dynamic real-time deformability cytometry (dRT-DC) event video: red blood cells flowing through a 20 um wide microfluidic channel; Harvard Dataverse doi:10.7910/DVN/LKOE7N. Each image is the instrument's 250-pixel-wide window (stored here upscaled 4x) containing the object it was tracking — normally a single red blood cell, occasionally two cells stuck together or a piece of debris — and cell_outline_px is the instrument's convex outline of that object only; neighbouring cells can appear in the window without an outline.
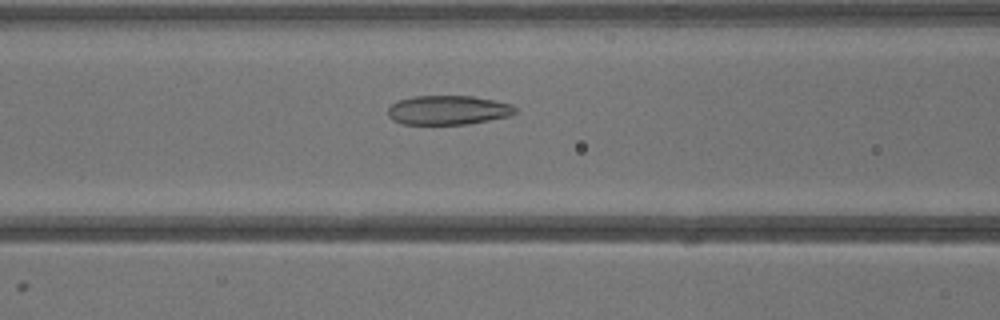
{"species": "common noctule bat (a hibernating species)", "species_latin": "Nyctalus noctula", "temperature_condition": "warm", "stored_images_in_passage": 38, "camera_frame_rate_fps": 3000, "um_per_image_px": 0.085, "animal": {"sex": "male", "body_mass_g": 13.3}, "frame": {"image": 1, "passage_image": 17, "time_ms": 5.333, "image_size_px": [1000, 320], "cell_outline_px": [[516, 112], [508, 116], [468, 124], [404, 124], [392, 120], [388, 116], [388, 108], [396, 100], [412, 96], [472, 96], [512, 104], [516, 108]], "centroid_in_image_um": [38.04, 9.35], "position_along_channel_um": 128.6, "area_um2": 21.68}}
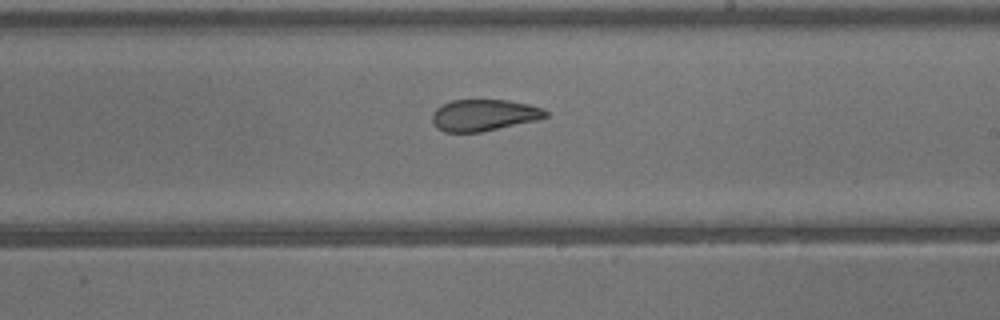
{"frame": {"image": 2, "passage_image": 24, "time_ms": 7.667, "image_size_px": [1000, 320], "cell_outline_px": [[548, 116], [536, 120], [480, 132], [444, 132], [436, 128], [432, 124], [432, 112], [436, 108], [452, 100], [508, 100], [528, 104], [544, 108], [548, 112]], "centroid_in_image_um": [41.11, 9.79], "position_along_channel_um": 247.9, "area_um2": 20.87}}
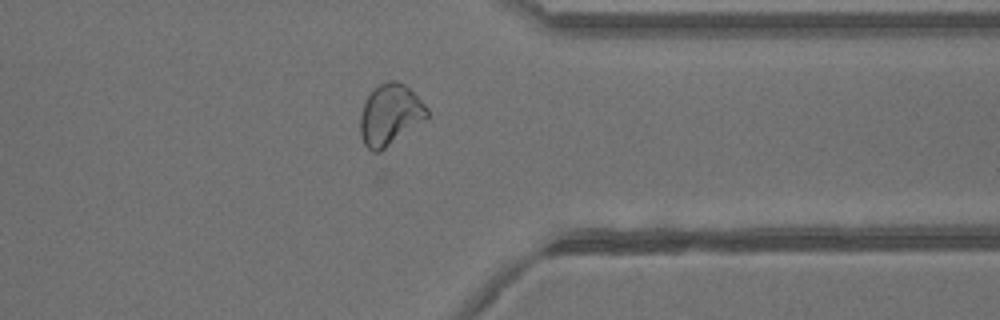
{"frame": {"image": 3, "passage_image": 32, "time_ms": 10.333, "image_size_px": [1000, 320], "cell_outline_px": [[428, 116], [424, 120], [380, 152], [372, 152], [364, 144], [360, 136], [360, 112], [368, 96], [380, 84], [388, 80], [396, 80], [404, 84], [428, 108]], "centroid_in_image_um": [33.13, 9.77], "position_along_channel_um": 378.3, "area_um2": 23.47}}